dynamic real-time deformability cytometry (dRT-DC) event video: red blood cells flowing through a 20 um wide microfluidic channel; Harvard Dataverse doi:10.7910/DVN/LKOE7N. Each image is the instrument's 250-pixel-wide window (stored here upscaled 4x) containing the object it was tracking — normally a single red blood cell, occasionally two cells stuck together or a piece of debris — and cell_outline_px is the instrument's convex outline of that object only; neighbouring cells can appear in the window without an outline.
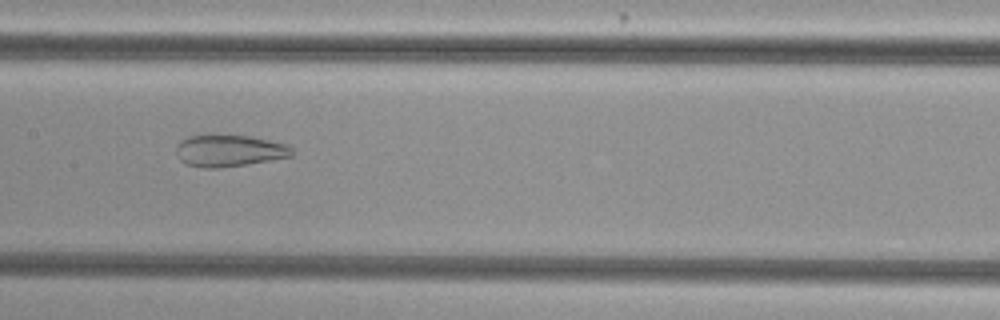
{"species": "common noctule bat (a hibernating species)", "species_latin": "Nyctalus noctula", "temperature_condition": "cold", "stored_images_in_passage": 46, "camera_frame_rate_fps": 3000, "um_per_image_px": 0.085, "animal": {"sex": "female", "body_mass_g": 29.2, "forearm_length_mm": 56.3}, "frame": {"image": 1, "passage_image": 19, "time_ms": 6.0, "image_size_px": [1000, 320], "cell_outline_px": [[296, 152], [292, 156], [272, 160], [220, 168], [204, 168], [188, 164], [180, 160], [176, 152], [176, 148], [180, 140], [188, 136], [252, 136], [288, 144]], "centroid_in_image_um": [19.54, 12.82], "position_along_channel_um": 187.9, "area_um2": 21.39}}
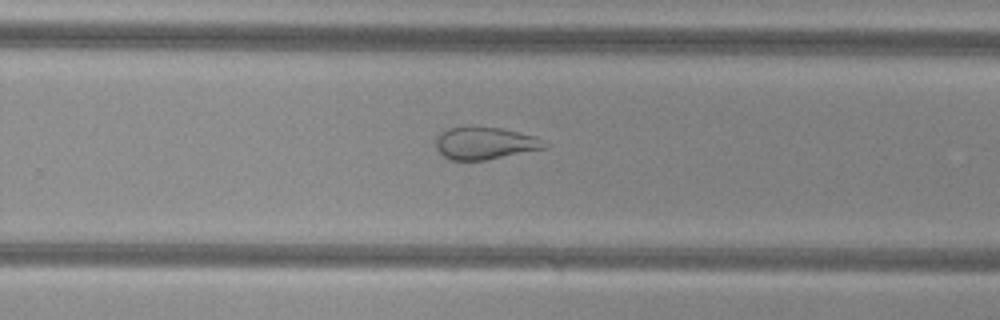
{"frame": {"image": 2, "passage_image": 27, "time_ms": 8.667, "image_size_px": [1000, 320], "cell_outline_px": [[548, 144], [544, 148], [484, 160], [448, 160], [436, 148], [436, 136], [440, 132], [448, 128], [468, 124], [472, 124], [500, 128], [536, 136]], "centroid_in_image_um": [41.15, 12.13], "position_along_channel_um": 288.7, "area_um2": 20.81}}
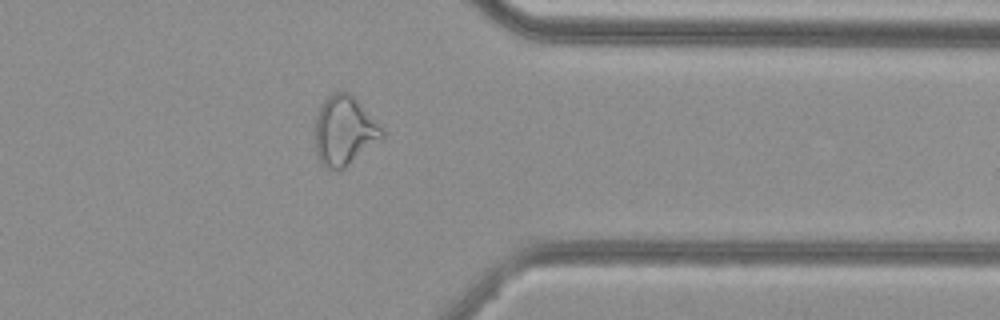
{"frame": {"image": 3, "passage_image": 35, "time_ms": 11.333, "image_size_px": [1000, 320], "cell_outline_px": [[384, 140], [340, 172], [328, 168], [320, 164], [316, 152], [316, 116], [320, 104], [332, 92], [348, 92], [384, 128]], "centroid_in_image_um": [29.3, 11.17], "position_along_channel_um": 382.1, "area_um2": 27.57}}